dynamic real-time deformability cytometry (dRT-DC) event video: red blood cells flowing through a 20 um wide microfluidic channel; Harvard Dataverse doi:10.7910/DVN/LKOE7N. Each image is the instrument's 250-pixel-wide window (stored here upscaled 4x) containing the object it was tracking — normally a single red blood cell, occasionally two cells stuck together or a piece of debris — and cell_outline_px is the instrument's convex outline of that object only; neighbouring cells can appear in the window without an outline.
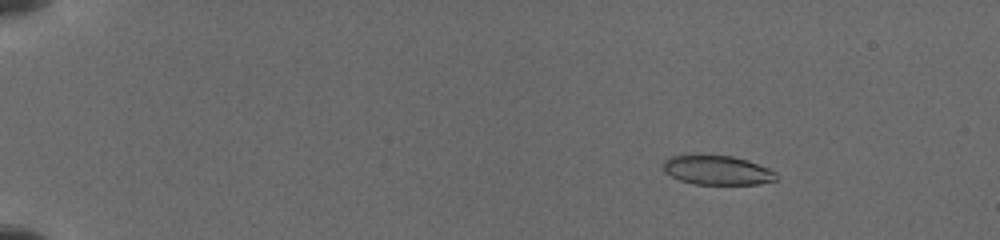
{"species": "common noctule bat (a hibernating species)", "species_latin": "Nyctalus noctula", "temperature_condition": "cold", "stored_images_in_passage": 10, "camera_frame_rate_fps": 3000, "um_per_image_px": 0.085, "animal": {"sex": "female", "body_mass_g": 19.5, "forearm_length_mm": 54.1}, "frame": {"image": 1, "passage_image": 3, "time_ms": 2.0, "image_size_px": [1000, 240], "cell_outline_px": [[776, 180], [756, 184], [696, 184], [680, 180], [664, 172], [664, 160], [672, 156], [732, 156], [748, 160], [768, 168], [776, 172]], "centroid_in_image_um": [60.99, 14.48], "position_along_channel_um": 24.0, "area_um2": 18.9}}
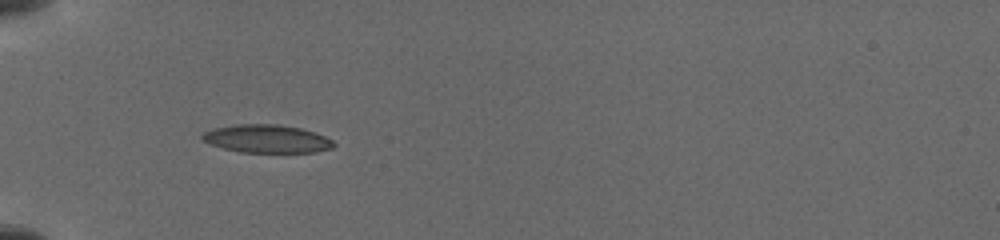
{"frame": {"image": 2, "passage_image": 7, "time_ms": 5.667, "image_size_px": [1000, 240], "cell_outline_px": [[336, 144], [332, 148], [312, 152], [240, 152], [224, 148], [212, 144], [204, 140], [200, 136], [204, 132], [212, 128], [236, 124], [276, 124], [300, 128], [324, 136], [332, 140]], "centroid_in_image_um": [22.66, 11.79], "position_along_channel_um": 62.3, "area_um2": 21.27}}
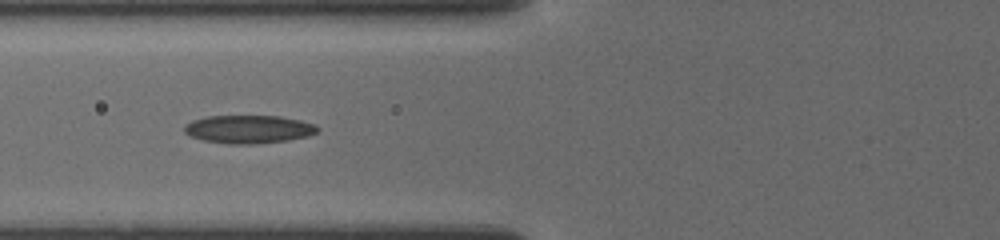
{"frame": {"image": 3, "passage_image": 9, "time_ms": 7.0, "image_size_px": [1000, 240], "cell_outline_px": [[320, 128], [316, 132], [308, 136], [288, 140], [252, 144], [232, 144], [204, 140], [192, 136], [184, 132], [184, 128], [192, 120], [208, 116], [280, 116], [300, 120], [316, 124]], "centroid_in_image_um": [21.18, 10.98], "position_along_channel_um": 104.6, "area_um2": 21.68}}